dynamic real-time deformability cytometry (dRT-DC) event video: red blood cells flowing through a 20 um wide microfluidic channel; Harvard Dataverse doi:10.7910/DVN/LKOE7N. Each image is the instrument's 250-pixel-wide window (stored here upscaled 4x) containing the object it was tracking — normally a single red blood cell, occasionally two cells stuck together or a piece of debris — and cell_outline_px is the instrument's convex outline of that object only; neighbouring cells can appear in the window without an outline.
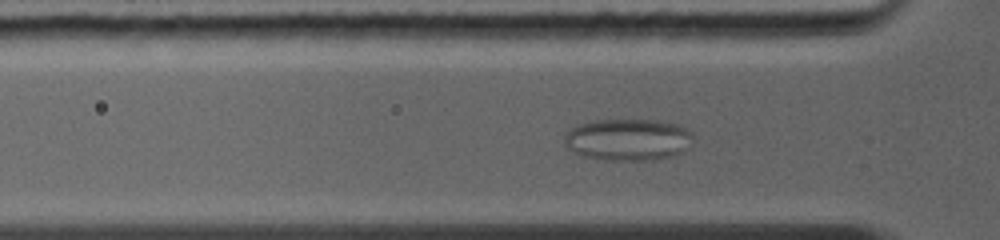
{"species": "common noctule bat (a hibernating species)", "species_latin": "Nyctalus noctula", "temperature_condition": "warm", "stored_images_in_passage": 34, "camera_frame_rate_fps": 5000, "um_per_image_px": 0.085, "animal": {"sex": "female", "body_mass_g": 19.0, "forearm_length_mm": 56.7}, "frame": {"image": 1, "passage_image": 9, "time_ms": 3.4, "image_size_px": [1000, 240], "cell_outline_px": [[692, 136], [688, 148], [684, 152], [676, 156], [656, 160], [604, 160], [580, 156], [572, 152], [568, 148], [564, 140], [564, 136], [572, 128], [580, 124], [596, 120], [656, 120], [676, 124], [692, 132]], "centroid_in_image_um": [53.39, 11.89], "position_along_channel_um": 72.4, "area_um2": 31.62}}
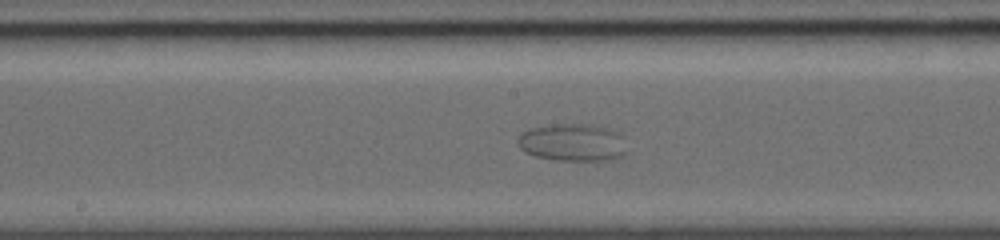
{"frame": {"image": 2, "passage_image": 17, "time_ms": 6.6, "image_size_px": [1000, 240], "cell_outline_px": [[624, 152], [620, 156], [612, 160], [552, 160], [536, 156], [524, 152], [520, 148], [516, 140], [516, 136], [520, 132], [528, 128], [560, 124], [592, 124], [608, 128], [616, 132], [620, 136]], "centroid_in_image_um": [48.56, 12.1], "position_along_channel_um": 199.6, "area_um2": 23.76}}
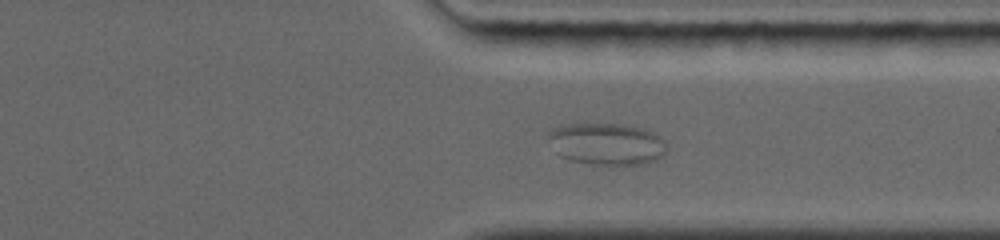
{"frame": {"image": 3, "passage_image": 28, "time_ms": 10.6, "image_size_px": [1000, 240], "cell_outline_px": [[664, 156], [656, 160], [644, 164], [592, 164], [568, 160], [560, 156], [548, 140], [548, 132], [556, 128], [568, 124], [584, 120], [620, 124], [640, 128], [652, 132], [660, 136], [664, 140]], "centroid_in_image_um": [51.53, 12.19], "position_along_channel_um": 359.9, "area_um2": 29.36}}